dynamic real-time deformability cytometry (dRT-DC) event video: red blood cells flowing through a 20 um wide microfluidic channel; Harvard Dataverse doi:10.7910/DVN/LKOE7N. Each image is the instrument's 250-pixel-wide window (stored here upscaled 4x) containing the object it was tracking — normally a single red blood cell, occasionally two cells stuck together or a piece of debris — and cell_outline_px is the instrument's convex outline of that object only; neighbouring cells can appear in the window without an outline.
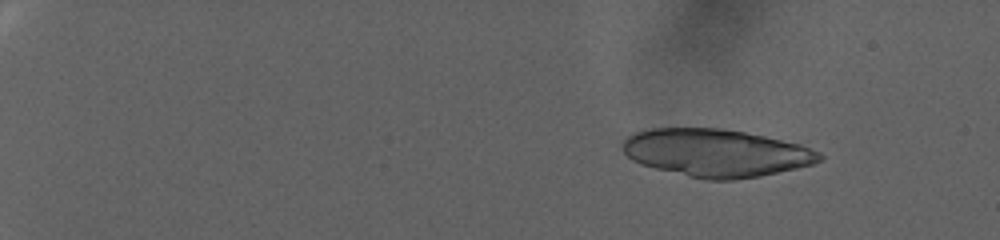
{"species": "human", "species_latin": "Homo sapiens", "temperature_condition": "warm", "stored_images_in_passage": 44, "camera_frame_rate_fps": 3000, "um_per_image_px": 0.085, "donor": {"sex": "female"}, "frame": {"image": 1, "passage_image": 15, "time_ms": 4.667, "image_size_px": [1000, 240], "cell_outline_px": [[824, 156], [820, 160], [812, 164], [796, 168], [760, 176], [732, 180], [704, 180], [640, 164], [632, 160], [624, 152], [624, 140], [628, 136], [636, 132], [648, 128], [720, 128], [744, 132], [764, 136], [800, 144], [820, 152]], "centroid_in_image_um": [60.87, 12.99], "position_along_channel_um": 24.1, "area_um2": 54.45}}
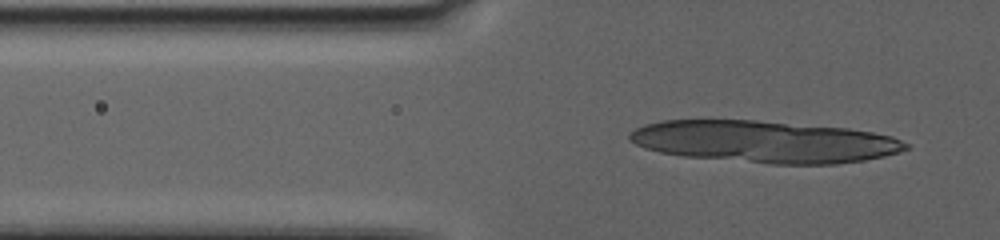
{"frame": {"image": 2, "passage_image": 38, "time_ms": 12.333, "image_size_px": [1000, 240], "cell_outline_px": [[908, 148], [900, 152], [884, 156], [864, 160], [836, 164], [772, 164], [684, 156], [660, 152], [644, 148], [628, 140], [628, 136], [636, 128], [644, 124], [660, 120], [756, 120], [848, 128], [872, 132], [892, 136], [908, 144]], "centroid_in_image_um": [64.97, 12.04], "position_along_channel_um": 60.8, "area_um2": 67.57}}